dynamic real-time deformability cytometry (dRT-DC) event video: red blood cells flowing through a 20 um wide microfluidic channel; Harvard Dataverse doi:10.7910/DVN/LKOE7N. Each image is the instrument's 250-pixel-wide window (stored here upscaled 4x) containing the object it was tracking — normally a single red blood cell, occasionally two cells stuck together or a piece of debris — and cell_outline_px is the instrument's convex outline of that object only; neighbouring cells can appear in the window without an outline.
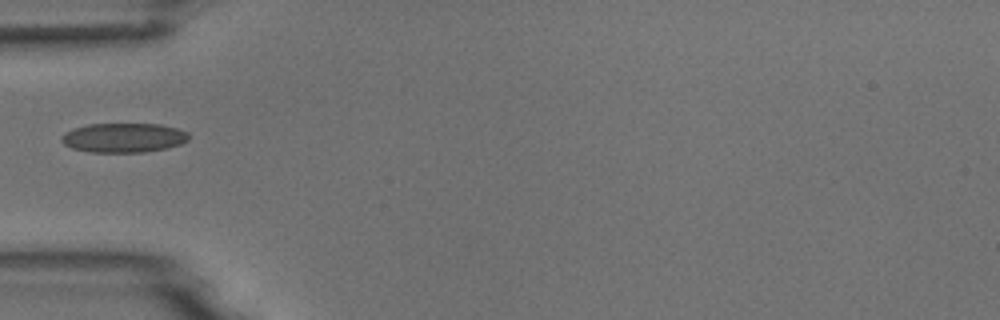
{"species": "common noctule bat (a hibernating species)", "species_latin": "Nyctalus noctula", "temperature_condition": "room temperature", "stored_images_in_passage": 4, "camera_frame_rate_fps": 3000, "um_per_image_px": 0.085, "animal": {"sex": "male", "body_mass_g": 18.8}, "frame": {"image": 1, "passage_image": 4, "time_ms": 4.333, "image_size_px": [1000, 320], "cell_outline_px": [[188, 140], [180, 144], [168, 148], [144, 152], [92, 152], [72, 148], [64, 144], [60, 140], [60, 136], [64, 132], [88, 124], [160, 124], [176, 128], [188, 132]], "centroid_in_image_um": [10.5, 11.71], "position_along_channel_um": 74.5, "area_um2": 21.79}}